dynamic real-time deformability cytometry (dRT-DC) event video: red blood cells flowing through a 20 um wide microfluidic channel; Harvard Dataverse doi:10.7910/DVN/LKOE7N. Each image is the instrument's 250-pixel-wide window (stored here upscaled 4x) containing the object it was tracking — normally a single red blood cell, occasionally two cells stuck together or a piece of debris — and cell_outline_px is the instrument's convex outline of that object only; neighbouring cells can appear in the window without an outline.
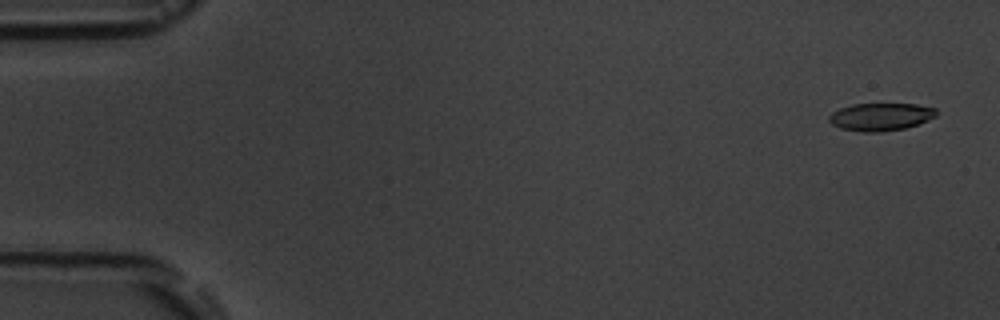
{"species": "common noctule bat (a hibernating species)", "species_latin": "Nyctalus noctula", "temperature_condition": "room temperature", "stored_images_in_passage": 5, "camera_frame_rate_fps": 3000, "um_per_image_px": 0.085, "animal": {"sex": "male", "body_mass_g": 19.5, "forearm_length_mm": 54.6}, "frame": {"image": 1, "passage_image": 1, "time_ms": 0.0, "image_size_px": [1000, 320], "cell_outline_px": [[936, 116], [928, 120], [904, 128], [880, 132], [860, 132], [840, 128], [832, 124], [828, 120], [828, 116], [832, 112], [840, 108], [852, 104], [916, 104], [936, 108]], "centroid_in_image_um": [74.82, 9.93], "position_along_channel_um": 10.2, "area_um2": 17.28}}
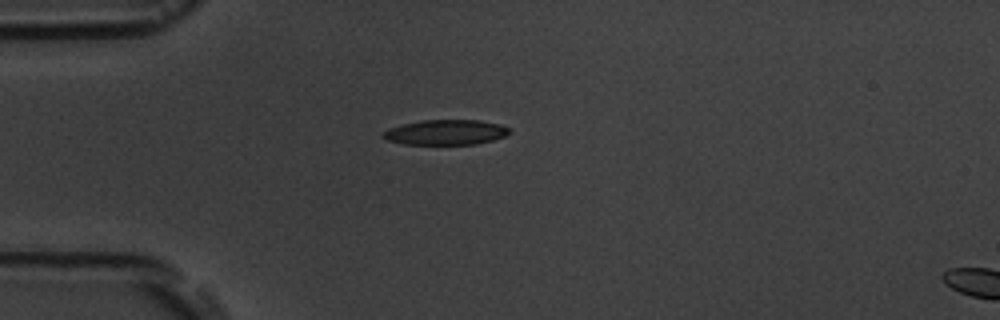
{"frame": {"image": 2, "passage_image": 4, "time_ms": 4.333, "image_size_px": [1000, 320], "cell_outline_px": [[512, 132], [504, 136], [492, 140], [476, 144], [404, 144], [388, 140], [380, 136], [388, 128], [420, 120], [480, 120], [500, 124], [512, 128]], "centroid_in_image_um": [37.92, 11.24], "position_along_channel_um": 47.1, "area_um2": 18.55}}